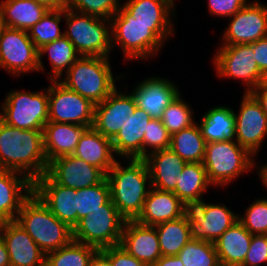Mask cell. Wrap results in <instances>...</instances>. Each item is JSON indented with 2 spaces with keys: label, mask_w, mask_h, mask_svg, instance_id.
Returning a JSON list of instances; mask_svg holds the SVG:
<instances>
[{
  "label": "cell",
  "mask_w": 267,
  "mask_h": 266,
  "mask_svg": "<svg viewBox=\"0 0 267 266\" xmlns=\"http://www.w3.org/2000/svg\"><path fill=\"white\" fill-rule=\"evenodd\" d=\"M47 166L43 130L16 128L0 119V170H29L23 174L34 182Z\"/></svg>",
  "instance_id": "cell-1"
},
{
  "label": "cell",
  "mask_w": 267,
  "mask_h": 266,
  "mask_svg": "<svg viewBox=\"0 0 267 266\" xmlns=\"http://www.w3.org/2000/svg\"><path fill=\"white\" fill-rule=\"evenodd\" d=\"M147 178L150 179V172L144 159H131L124 169L116 161L106 174L110 199L126 221L136 220L142 212L148 195L145 190Z\"/></svg>",
  "instance_id": "cell-2"
},
{
  "label": "cell",
  "mask_w": 267,
  "mask_h": 266,
  "mask_svg": "<svg viewBox=\"0 0 267 266\" xmlns=\"http://www.w3.org/2000/svg\"><path fill=\"white\" fill-rule=\"evenodd\" d=\"M16 222L45 253L58 250L73 240V229L60 221L32 192L23 202Z\"/></svg>",
  "instance_id": "cell-3"
},
{
  "label": "cell",
  "mask_w": 267,
  "mask_h": 266,
  "mask_svg": "<svg viewBox=\"0 0 267 266\" xmlns=\"http://www.w3.org/2000/svg\"><path fill=\"white\" fill-rule=\"evenodd\" d=\"M107 58L103 56L79 57L67 69L68 75L61 83L94 104L103 102L116 89Z\"/></svg>",
  "instance_id": "cell-4"
},
{
  "label": "cell",
  "mask_w": 267,
  "mask_h": 266,
  "mask_svg": "<svg viewBox=\"0 0 267 266\" xmlns=\"http://www.w3.org/2000/svg\"><path fill=\"white\" fill-rule=\"evenodd\" d=\"M125 221L109 199L100 209L79 220L73 229V240L98 250L120 245Z\"/></svg>",
  "instance_id": "cell-5"
},
{
  "label": "cell",
  "mask_w": 267,
  "mask_h": 266,
  "mask_svg": "<svg viewBox=\"0 0 267 266\" xmlns=\"http://www.w3.org/2000/svg\"><path fill=\"white\" fill-rule=\"evenodd\" d=\"M71 8L64 9L69 31L64 36L73 44L80 56H103L107 57L111 48V36L104 27L100 17L80 13H73ZM67 16V17H66Z\"/></svg>",
  "instance_id": "cell-6"
},
{
  "label": "cell",
  "mask_w": 267,
  "mask_h": 266,
  "mask_svg": "<svg viewBox=\"0 0 267 266\" xmlns=\"http://www.w3.org/2000/svg\"><path fill=\"white\" fill-rule=\"evenodd\" d=\"M250 153L233 140L206 143L203 166L210 184H227L253 165Z\"/></svg>",
  "instance_id": "cell-7"
},
{
  "label": "cell",
  "mask_w": 267,
  "mask_h": 266,
  "mask_svg": "<svg viewBox=\"0 0 267 266\" xmlns=\"http://www.w3.org/2000/svg\"><path fill=\"white\" fill-rule=\"evenodd\" d=\"M48 89V122L93 127L95 104L55 79Z\"/></svg>",
  "instance_id": "cell-8"
},
{
  "label": "cell",
  "mask_w": 267,
  "mask_h": 266,
  "mask_svg": "<svg viewBox=\"0 0 267 266\" xmlns=\"http://www.w3.org/2000/svg\"><path fill=\"white\" fill-rule=\"evenodd\" d=\"M183 216L190 224L195 239L213 243L239 221V216L225 206L207 205L201 199L186 201Z\"/></svg>",
  "instance_id": "cell-9"
},
{
  "label": "cell",
  "mask_w": 267,
  "mask_h": 266,
  "mask_svg": "<svg viewBox=\"0 0 267 266\" xmlns=\"http://www.w3.org/2000/svg\"><path fill=\"white\" fill-rule=\"evenodd\" d=\"M0 119L24 130H43L48 122V94L11 92L3 104Z\"/></svg>",
  "instance_id": "cell-10"
},
{
  "label": "cell",
  "mask_w": 267,
  "mask_h": 266,
  "mask_svg": "<svg viewBox=\"0 0 267 266\" xmlns=\"http://www.w3.org/2000/svg\"><path fill=\"white\" fill-rule=\"evenodd\" d=\"M117 15V16H116ZM111 24L115 41L122 44L124 53L131 58L147 57L156 52L163 40L152 30V24H142L122 7L114 14Z\"/></svg>",
  "instance_id": "cell-11"
},
{
  "label": "cell",
  "mask_w": 267,
  "mask_h": 266,
  "mask_svg": "<svg viewBox=\"0 0 267 266\" xmlns=\"http://www.w3.org/2000/svg\"><path fill=\"white\" fill-rule=\"evenodd\" d=\"M0 67L17 74L39 70V51L27 31L5 27L0 34Z\"/></svg>",
  "instance_id": "cell-12"
},
{
  "label": "cell",
  "mask_w": 267,
  "mask_h": 266,
  "mask_svg": "<svg viewBox=\"0 0 267 266\" xmlns=\"http://www.w3.org/2000/svg\"><path fill=\"white\" fill-rule=\"evenodd\" d=\"M215 60L218 74L245 79L251 87L247 92L253 91L262 82L263 74L250 44L223 45Z\"/></svg>",
  "instance_id": "cell-13"
},
{
  "label": "cell",
  "mask_w": 267,
  "mask_h": 266,
  "mask_svg": "<svg viewBox=\"0 0 267 266\" xmlns=\"http://www.w3.org/2000/svg\"><path fill=\"white\" fill-rule=\"evenodd\" d=\"M238 115H234L236 142L253 155L267 134V115L251 92H246Z\"/></svg>",
  "instance_id": "cell-14"
},
{
  "label": "cell",
  "mask_w": 267,
  "mask_h": 266,
  "mask_svg": "<svg viewBox=\"0 0 267 266\" xmlns=\"http://www.w3.org/2000/svg\"><path fill=\"white\" fill-rule=\"evenodd\" d=\"M46 174L57 184L82 189L101 183L106 174L81 158L68 155L56 158L48 163Z\"/></svg>",
  "instance_id": "cell-15"
},
{
  "label": "cell",
  "mask_w": 267,
  "mask_h": 266,
  "mask_svg": "<svg viewBox=\"0 0 267 266\" xmlns=\"http://www.w3.org/2000/svg\"><path fill=\"white\" fill-rule=\"evenodd\" d=\"M33 192L71 229L77 225L76 189L55 183L46 173L33 182Z\"/></svg>",
  "instance_id": "cell-16"
},
{
  "label": "cell",
  "mask_w": 267,
  "mask_h": 266,
  "mask_svg": "<svg viewBox=\"0 0 267 266\" xmlns=\"http://www.w3.org/2000/svg\"><path fill=\"white\" fill-rule=\"evenodd\" d=\"M137 107L135 96L119 94L115 89L103 102L95 104L93 127L113 139Z\"/></svg>",
  "instance_id": "cell-17"
},
{
  "label": "cell",
  "mask_w": 267,
  "mask_h": 266,
  "mask_svg": "<svg viewBox=\"0 0 267 266\" xmlns=\"http://www.w3.org/2000/svg\"><path fill=\"white\" fill-rule=\"evenodd\" d=\"M233 16L223 37L227 41L224 45L251 44L267 36V7L255 2Z\"/></svg>",
  "instance_id": "cell-18"
},
{
  "label": "cell",
  "mask_w": 267,
  "mask_h": 266,
  "mask_svg": "<svg viewBox=\"0 0 267 266\" xmlns=\"http://www.w3.org/2000/svg\"><path fill=\"white\" fill-rule=\"evenodd\" d=\"M120 246L146 266H153L162 256L155 226L125 221Z\"/></svg>",
  "instance_id": "cell-19"
},
{
  "label": "cell",
  "mask_w": 267,
  "mask_h": 266,
  "mask_svg": "<svg viewBox=\"0 0 267 266\" xmlns=\"http://www.w3.org/2000/svg\"><path fill=\"white\" fill-rule=\"evenodd\" d=\"M2 239L7 247L10 266H45V253L15 220L5 223Z\"/></svg>",
  "instance_id": "cell-20"
},
{
  "label": "cell",
  "mask_w": 267,
  "mask_h": 266,
  "mask_svg": "<svg viewBox=\"0 0 267 266\" xmlns=\"http://www.w3.org/2000/svg\"><path fill=\"white\" fill-rule=\"evenodd\" d=\"M151 118L149 113L137 106L111 140L114 152L125 157L131 156V159H144V133Z\"/></svg>",
  "instance_id": "cell-21"
},
{
  "label": "cell",
  "mask_w": 267,
  "mask_h": 266,
  "mask_svg": "<svg viewBox=\"0 0 267 266\" xmlns=\"http://www.w3.org/2000/svg\"><path fill=\"white\" fill-rule=\"evenodd\" d=\"M184 203L173 193L156 188L148 191L143 209L136 221L143 225L176 220L183 216Z\"/></svg>",
  "instance_id": "cell-22"
},
{
  "label": "cell",
  "mask_w": 267,
  "mask_h": 266,
  "mask_svg": "<svg viewBox=\"0 0 267 266\" xmlns=\"http://www.w3.org/2000/svg\"><path fill=\"white\" fill-rule=\"evenodd\" d=\"M144 160L150 172L151 185L162 191L174 192L177 177L182 175L186 162L170 148L150 153Z\"/></svg>",
  "instance_id": "cell-23"
},
{
  "label": "cell",
  "mask_w": 267,
  "mask_h": 266,
  "mask_svg": "<svg viewBox=\"0 0 267 266\" xmlns=\"http://www.w3.org/2000/svg\"><path fill=\"white\" fill-rule=\"evenodd\" d=\"M87 128L73 123L47 122L43 128V141L48 163L72 155Z\"/></svg>",
  "instance_id": "cell-24"
},
{
  "label": "cell",
  "mask_w": 267,
  "mask_h": 266,
  "mask_svg": "<svg viewBox=\"0 0 267 266\" xmlns=\"http://www.w3.org/2000/svg\"><path fill=\"white\" fill-rule=\"evenodd\" d=\"M112 152L111 139L106 138L94 127L87 128L80 137L72 155L81 158L86 163L100 168L105 174L113 167L116 160Z\"/></svg>",
  "instance_id": "cell-25"
},
{
  "label": "cell",
  "mask_w": 267,
  "mask_h": 266,
  "mask_svg": "<svg viewBox=\"0 0 267 266\" xmlns=\"http://www.w3.org/2000/svg\"><path fill=\"white\" fill-rule=\"evenodd\" d=\"M133 95L135 96L137 106L152 118L160 119L162 112L179 94L177 88L167 80L148 79L142 82Z\"/></svg>",
  "instance_id": "cell-26"
},
{
  "label": "cell",
  "mask_w": 267,
  "mask_h": 266,
  "mask_svg": "<svg viewBox=\"0 0 267 266\" xmlns=\"http://www.w3.org/2000/svg\"><path fill=\"white\" fill-rule=\"evenodd\" d=\"M15 173L17 171L0 170V217L6 222L16 220L14 212L19 213L23 202L33 192L32 180L27 176L17 178ZM22 190L28 194H22Z\"/></svg>",
  "instance_id": "cell-27"
},
{
  "label": "cell",
  "mask_w": 267,
  "mask_h": 266,
  "mask_svg": "<svg viewBox=\"0 0 267 266\" xmlns=\"http://www.w3.org/2000/svg\"><path fill=\"white\" fill-rule=\"evenodd\" d=\"M172 6V0H129L123 8L135 21L152 24V30L164 41L165 35L172 32L169 29L170 19L168 20Z\"/></svg>",
  "instance_id": "cell-28"
},
{
  "label": "cell",
  "mask_w": 267,
  "mask_h": 266,
  "mask_svg": "<svg viewBox=\"0 0 267 266\" xmlns=\"http://www.w3.org/2000/svg\"><path fill=\"white\" fill-rule=\"evenodd\" d=\"M252 236L239 221L228 228L214 243L220 264L240 266L248 253Z\"/></svg>",
  "instance_id": "cell-29"
},
{
  "label": "cell",
  "mask_w": 267,
  "mask_h": 266,
  "mask_svg": "<svg viewBox=\"0 0 267 266\" xmlns=\"http://www.w3.org/2000/svg\"><path fill=\"white\" fill-rule=\"evenodd\" d=\"M0 7L6 27L25 31H29L49 10L34 0H6Z\"/></svg>",
  "instance_id": "cell-30"
},
{
  "label": "cell",
  "mask_w": 267,
  "mask_h": 266,
  "mask_svg": "<svg viewBox=\"0 0 267 266\" xmlns=\"http://www.w3.org/2000/svg\"><path fill=\"white\" fill-rule=\"evenodd\" d=\"M234 115V111L227 107L210 109L199 127L206 143L232 140L236 132Z\"/></svg>",
  "instance_id": "cell-31"
},
{
  "label": "cell",
  "mask_w": 267,
  "mask_h": 266,
  "mask_svg": "<svg viewBox=\"0 0 267 266\" xmlns=\"http://www.w3.org/2000/svg\"><path fill=\"white\" fill-rule=\"evenodd\" d=\"M162 256H176L193 239V231L184 216L155 225Z\"/></svg>",
  "instance_id": "cell-32"
},
{
  "label": "cell",
  "mask_w": 267,
  "mask_h": 266,
  "mask_svg": "<svg viewBox=\"0 0 267 266\" xmlns=\"http://www.w3.org/2000/svg\"><path fill=\"white\" fill-rule=\"evenodd\" d=\"M205 146L206 141L196 124L171 135L170 149L186 163H202Z\"/></svg>",
  "instance_id": "cell-33"
},
{
  "label": "cell",
  "mask_w": 267,
  "mask_h": 266,
  "mask_svg": "<svg viewBox=\"0 0 267 266\" xmlns=\"http://www.w3.org/2000/svg\"><path fill=\"white\" fill-rule=\"evenodd\" d=\"M173 192L183 203L200 199L210 183L203 163H186Z\"/></svg>",
  "instance_id": "cell-34"
},
{
  "label": "cell",
  "mask_w": 267,
  "mask_h": 266,
  "mask_svg": "<svg viewBox=\"0 0 267 266\" xmlns=\"http://www.w3.org/2000/svg\"><path fill=\"white\" fill-rule=\"evenodd\" d=\"M98 249L72 240L68 245L46 254L45 266H88Z\"/></svg>",
  "instance_id": "cell-35"
},
{
  "label": "cell",
  "mask_w": 267,
  "mask_h": 266,
  "mask_svg": "<svg viewBox=\"0 0 267 266\" xmlns=\"http://www.w3.org/2000/svg\"><path fill=\"white\" fill-rule=\"evenodd\" d=\"M184 266H219L213 242L191 239L177 254Z\"/></svg>",
  "instance_id": "cell-36"
},
{
  "label": "cell",
  "mask_w": 267,
  "mask_h": 266,
  "mask_svg": "<svg viewBox=\"0 0 267 266\" xmlns=\"http://www.w3.org/2000/svg\"><path fill=\"white\" fill-rule=\"evenodd\" d=\"M39 70L43 69L41 56L42 53L49 51V57L53 67L54 74L57 78L62 74L64 68L69 69L74 62L79 58L76 53L77 50L73 44L63 35L61 38L44 45L39 50Z\"/></svg>",
  "instance_id": "cell-37"
},
{
  "label": "cell",
  "mask_w": 267,
  "mask_h": 266,
  "mask_svg": "<svg viewBox=\"0 0 267 266\" xmlns=\"http://www.w3.org/2000/svg\"><path fill=\"white\" fill-rule=\"evenodd\" d=\"M77 194V224L80 219L91 212L100 209L110 199V187L105 178L101 183L76 189Z\"/></svg>",
  "instance_id": "cell-38"
},
{
  "label": "cell",
  "mask_w": 267,
  "mask_h": 266,
  "mask_svg": "<svg viewBox=\"0 0 267 266\" xmlns=\"http://www.w3.org/2000/svg\"><path fill=\"white\" fill-rule=\"evenodd\" d=\"M61 14H64V9L48 10L41 20L29 30L31 32L29 37L38 50L64 35L58 26Z\"/></svg>",
  "instance_id": "cell-39"
},
{
  "label": "cell",
  "mask_w": 267,
  "mask_h": 266,
  "mask_svg": "<svg viewBox=\"0 0 267 266\" xmlns=\"http://www.w3.org/2000/svg\"><path fill=\"white\" fill-rule=\"evenodd\" d=\"M179 95L165 108L160 118L171 135L194 124L190 108L182 102Z\"/></svg>",
  "instance_id": "cell-40"
},
{
  "label": "cell",
  "mask_w": 267,
  "mask_h": 266,
  "mask_svg": "<svg viewBox=\"0 0 267 266\" xmlns=\"http://www.w3.org/2000/svg\"><path fill=\"white\" fill-rule=\"evenodd\" d=\"M118 4V5H117ZM68 8L79 9L83 14L112 19L119 9L118 0H71ZM110 17V18H108Z\"/></svg>",
  "instance_id": "cell-41"
},
{
  "label": "cell",
  "mask_w": 267,
  "mask_h": 266,
  "mask_svg": "<svg viewBox=\"0 0 267 266\" xmlns=\"http://www.w3.org/2000/svg\"><path fill=\"white\" fill-rule=\"evenodd\" d=\"M239 222L251 233L267 235V200H259L250 205L246 211V217Z\"/></svg>",
  "instance_id": "cell-42"
},
{
  "label": "cell",
  "mask_w": 267,
  "mask_h": 266,
  "mask_svg": "<svg viewBox=\"0 0 267 266\" xmlns=\"http://www.w3.org/2000/svg\"><path fill=\"white\" fill-rule=\"evenodd\" d=\"M144 158L148 155L145 146L153 147L152 152L170 148L171 134L163 125L161 119L151 118L144 133Z\"/></svg>",
  "instance_id": "cell-43"
},
{
  "label": "cell",
  "mask_w": 267,
  "mask_h": 266,
  "mask_svg": "<svg viewBox=\"0 0 267 266\" xmlns=\"http://www.w3.org/2000/svg\"><path fill=\"white\" fill-rule=\"evenodd\" d=\"M267 262V235L253 234L250 248L240 266H259Z\"/></svg>",
  "instance_id": "cell-44"
},
{
  "label": "cell",
  "mask_w": 267,
  "mask_h": 266,
  "mask_svg": "<svg viewBox=\"0 0 267 266\" xmlns=\"http://www.w3.org/2000/svg\"><path fill=\"white\" fill-rule=\"evenodd\" d=\"M100 251L110 260L112 266H146L120 245L106 247Z\"/></svg>",
  "instance_id": "cell-45"
},
{
  "label": "cell",
  "mask_w": 267,
  "mask_h": 266,
  "mask_svg": "<svg viewBox=\"0 0 267 266\" xmlns=\"http://www.w3.org/2000/svg\"><path fill=\"white\" fill-rule=\"evenodd\" d=\"M245 0H209V10L214 15L233 16L246 4Z\"/></svg>",
  "instance_id": "cell-46"
},
{
  "label": "cell",
  "mask_w": 267,
  "mask_h": 266,
  "mask_svg": "<svg viewBox=\"0 0 267 266\" xmlns=\"http://www.w3.org/2000/svg\"><path fill=\"white\" fill-rule=\"evenodd\" d=\"M250 45L253 48L258 68L264 75L267 72V36Z\"/></svg>",
  "instance_id": "cell-47"
},
{
  "label": "cell",
  "mask_w": 267,
  "mask_h": 266,
  "mask_svg": "<svg viewBox=\"0 0 267 266\" xmlns=\"http://www.w3.org/2000/svg\"><path fill=\"white\" fill-rule=\"evenodd\" d=\"M153 266H184L181 259L176 256H161Z\"/></svg>",
  "instance_id": "cell-48"
},
{
  "label": "cell",
  "mask_w": 267,
  "mask_h": 266,
  "mask_svg": "<svg viewBox=\"0 0 267 266\" xmlns=\"http://www.w3.org/2000/svg\"><path fill=\"white\" fill-rule=\"evenodd\" d=\"M88 266H112V265L110 263V260L100 250H98L89 261Z\"/></svg>",
  "instance_id": "cell-49"
},
{
  "label": "cell",
  "mask_w": 267,
  "mask_h": 266,
  "mask_svg": "<svg viewBox=\"0 0 267 266\" xmlns=\"http://www.w3.org/2000/svg\"><path fill=\"white\" fill-rule=\"evenodd\" d=\"M260 90V91H257ZM251 93L257 98V100L260 102L263 111L267 115V87H257Z\"/></svg>",
  "instance_id": "cell-50"
},
{
  "label": "cell",
  "mask_w": 267,
  "mask_h": 266,
  "mask_svg": "<svg viewBox=\"0 0 267 266\" xmlns=\"http://www.w3.org/2000/svg\"><path fill=\"white\" fill-rule=\"evenodd\" d=\"M49 10L64 9V0H34Z\"/></svg>",
  "instance_id": "cell-51"
},
{
  "label": "cell",
  "mask_w": 267,
  "mask_h": 266,
  "mask_svg": "<svg viewBox=\"0 0 267 266\" xmlns=\"http://www.w3.org/2000/svg\"><path fill=\"white\" fill-rule=\"evenodd\" d=\"M0 266H10L9 254L2 238L0 239Z\"/></svg>",
  "instance_id": "cell-52"
},
{
  "label": "cell",
  "mask_w": 267,
  "mask_h": 266,
  "mask_svg": "<svg viewBox=\"0 0 267 266\" xmlns=\"http://www.w3.org/2000/svg\"><path fill=\"white\" fill-rule=\"evenodd\" d=\"M261 171H259L261 178L263 179L264 185L267 187V165L262 167Z\"/></svg>",
  "instance_id": "cell-53"
},
{
  "label": "cell",
  "mask_w": 267,
  "mask_h": 266,
  "mask_svg": "<svg viewBox=\"0 0 267 266\" xmlns=\"http://www.w3.org/2000/svg\"><path fill=\"white\" fill-rule=\"evenodd\" d=\"M5 22H4V17H3V13L0 7V34L3 32V30L5 29Z\"/></svg>",
  "instance_id": "cell-54"
},
{
  "label": "cell",
  "mask_w": 267,
  "mask_h": 266,
  "mask_svg": "<svg viewBox=\"0 0 267 266\" xmlns=\"http://www.w3.org/2000/svg\"><path fill=\"white\" fill-rule=\"evenodd\" d=\"M257 87H267V72L263 75L262 82Z\"/></svg>",
  "instance_id": "cell-55"
},
{
  "label": "cell",
  "mask_w": 267,
  "mask_h": 266,
  "mask_svg": "<svg viewBox=\"0 0 267 266\" xmlns=\"http://www.w3.org/2000/svg\"><path fill=\"white\" fill-rule=\"evenodd\" d=\"M5 223H6V221L0 217V239L2 238V232L1 231H3Z\"/></svg>",
  "instance_id": "cell-56"
},
{
  "label": "cell",
  "mask_w": 267,
  "mask_h": 266,
  "mask_svg": "<svg viewBox=\"0 0 267 266\" xmlns=\"http://www.w3.org/2000/svg\"><path fill=\"white\" fill-rule=\"evenodd\" d=\"M70 1L71 0H64V9L68 7Z\"/></svg>",
  "instance_id": "cell-57"
},
{
  "label": "cell",
  "mask_w": 267,
  "mask_h": 266,
  "mask_svg": "<svg viewBox=\"0 0 267 266\" xmlns=\"http://www.w3.org/2000/svg\"><path fill=\"white\" fill-rule=\"evenodd\" d=\"M219 266H233V265H222V264H220Z\"/></svg>",
  "instance_id": "cell-58"
}]
</instances>
